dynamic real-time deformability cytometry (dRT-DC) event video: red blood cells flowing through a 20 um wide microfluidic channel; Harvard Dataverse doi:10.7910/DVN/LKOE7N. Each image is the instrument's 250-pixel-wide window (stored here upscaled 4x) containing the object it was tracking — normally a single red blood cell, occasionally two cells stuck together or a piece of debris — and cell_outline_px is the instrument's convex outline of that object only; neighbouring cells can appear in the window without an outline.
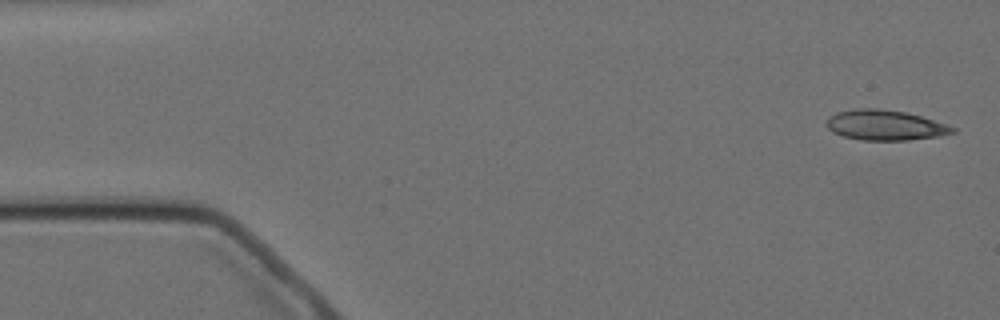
{"species": "Egyptian fruit bat (a non-hibernating species)", "species_latin": "Rousettus aegyptiacus", "temperature_condition": "cold", "stored_images_in_passage": 6, "camera_frame_rate_fps": 3000, "um_per_image_px": 0.085, "animal": {"sex": "female"}, "frame": {"image": 1, "passage_image": 1, "time_ms": 0.0, "image_size_px": [1000, 320], "cell_outline_px": [[956, 132], [940, 136], [908, 140], [860, 140], [844, 136], [832, 132], [828, 128], [828, 116], [836, 112], [856, 108], [880, 108], [904, 112], [920, 116], [948, 124], [956, 128]], "centroid_in_image_um": [75.25, 10.63], "position_along_channel_um": 9.8, "area_um2": 22.25}}
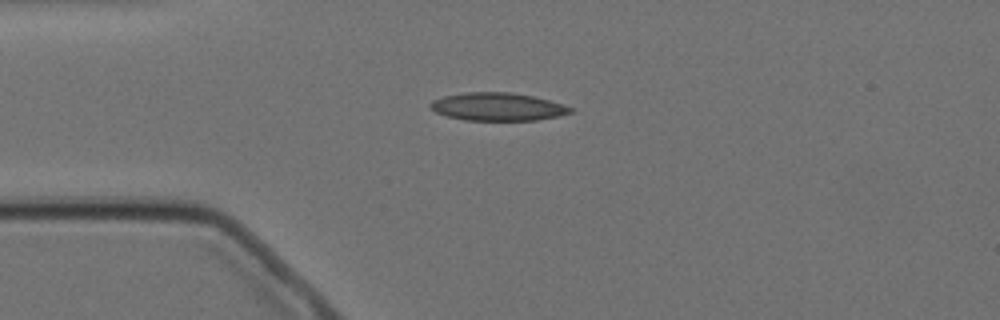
{"frame": {"image": 2, "passage_image": 4, "time_ms": 3.667, "image_size_px": [1000, 320], "cell_outline_px": [[576, 112], [560, 116], [536, 120], [464, 120], [448, 116], [436, 112], [428, 104], [432, 100], [444, 96], [464, 92], [512, 92], [532, 96], [548, 100], [572, 108]], "centroid_in_image_um": [42.31, 9.07], "position_along_channel_um": 42.7, "area_um2": 22.77}}
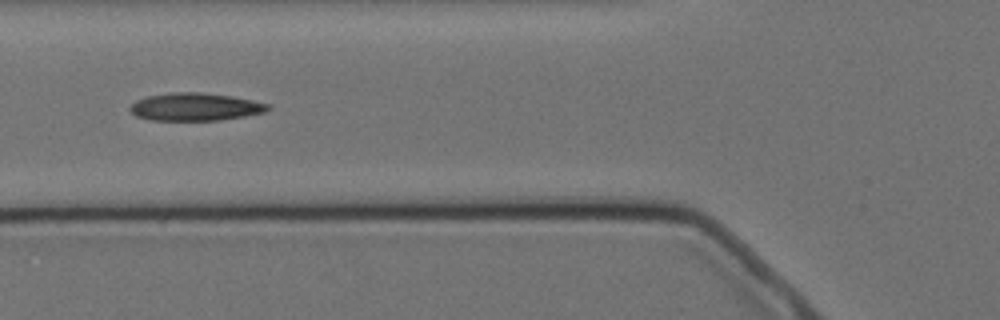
{"frame": {"image": 3, "passage_image": 6, "time_ms": 6.0, "image_size_px": [1000, 320], "cell_outline_px": [[272, 108], [268, 112], [220, 120], [152, 120], [136, 116], [128, 108], [136, 100], [148, 96], [172, 92], [200, 92], [232, 96], [272, 104]], "centroid_in_image_um": [16.65, 9.08], "position_along_channel_um": 109.1, "area_um2": 22.43}}